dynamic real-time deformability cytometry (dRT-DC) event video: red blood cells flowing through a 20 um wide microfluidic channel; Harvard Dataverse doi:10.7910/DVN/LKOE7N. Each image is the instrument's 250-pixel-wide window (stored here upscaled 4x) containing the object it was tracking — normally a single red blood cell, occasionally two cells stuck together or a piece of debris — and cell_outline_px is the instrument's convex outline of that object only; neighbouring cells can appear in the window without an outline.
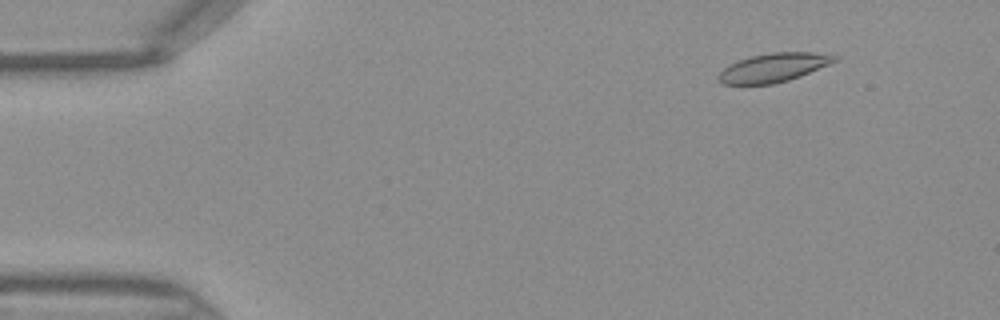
{"species": "Egyptian fruit bat (a non-hibernating species)", "species_latin": "Rousettus aegyptiacus", "temperature_condition": "warm", "stored_images_in_passage": 43, "camera_frame_rate_fps": 3000, "um_per_image_px": 0.085, "frame": {"image": 1, "passage_image": 2, "time_ms": 0.333, "image_size_px": [1000, 320], "cell_outline_px": [[836, 60], [828, 64], [800, 76], [788, 80], [772, 84], [720, 84], [720, 72], [728, 64], [752, 56], [772, 52], [812, 52], [836, 56]], "centroid_in_image_um": [65.72, 5.74], "position_along_channel_um": 19.3, "area_um2": 19.02}}
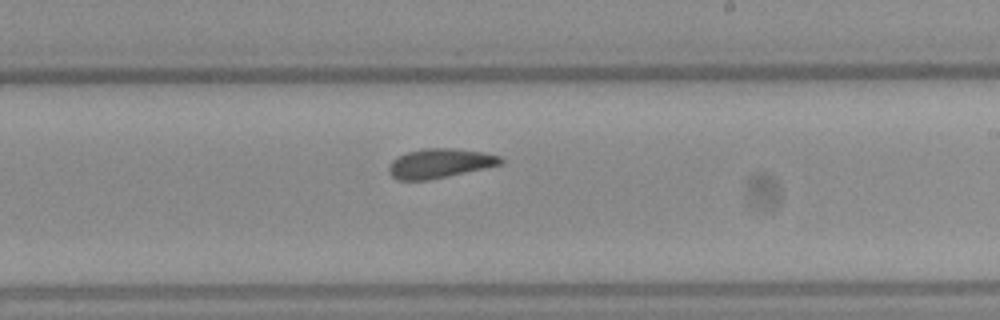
{"frame": {"image": 2, "passage_image": 24, "time_ms": 7.667, "image_size_px": [1000, 320], "cell_outline_px": [[504, 164], [448, 176], [428, 180], [396, 180], [388, 172], [388, 168], [392, 160], [396, 156], [408, 152], [424, 148], [456, 148], [484, 152], [500, 156], [504, 160]], "centroid_in_image_um": [37.39, 13.88], "position_along_channel_um": 251.6, "area_um2": 19.36}}
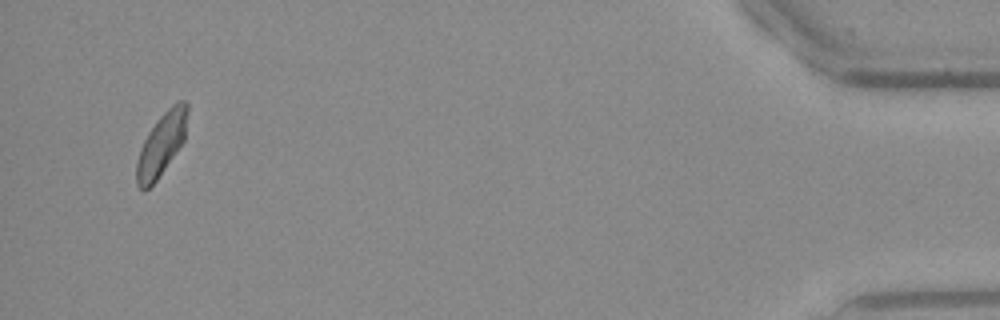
{"frame": {"image": 3, "passage_image": 41, "time_ms": 13.333, "image_size_px": [1000, 320], "cell_outline_px": [[188, 112], [184, 140], [156, 180], [144, 192], [136, 184], [136, 164], [140, 148], [148, 132], [156, 120], [176, 100], [184, 100], [188, 104]], "centroid_in_image_um": [13.72, 12.23], "position_along_channel_um": 421.5, "area_um2": 18.5}}